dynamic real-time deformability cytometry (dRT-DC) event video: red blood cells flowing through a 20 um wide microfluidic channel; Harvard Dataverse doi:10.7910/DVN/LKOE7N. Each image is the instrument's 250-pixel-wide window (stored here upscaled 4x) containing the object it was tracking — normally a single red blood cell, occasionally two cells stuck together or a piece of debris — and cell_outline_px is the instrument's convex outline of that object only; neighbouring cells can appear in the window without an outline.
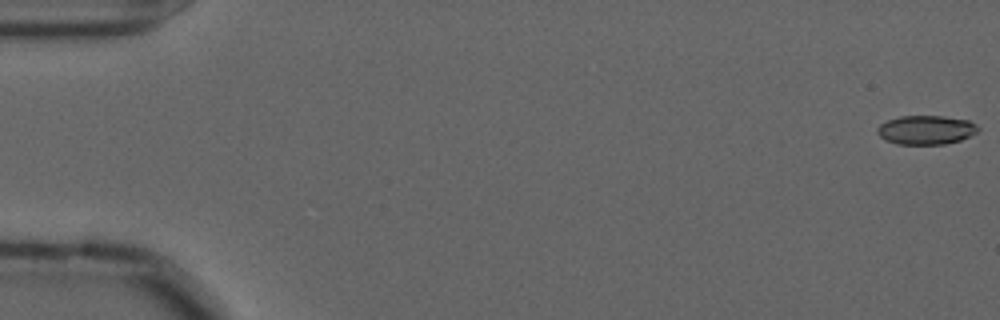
{"species": "common noctule bat (a hibernating species)", "species_latin": "Nyctalus noctula", "temperature_condition": "cold", "stored_images_in_passage": 56, "camera_frame_rate_fps": 3000, "um_per_image_px": 0.085, "animal": {"sex": "male", "forearm_length_mm": 52.5}, "frame": {"image": 1, "passage_image": 1, "time_ms": 0.0, "image_size_px": [1000, 320], "cell_outline_px": [[980, 128], [976, 132], [960, 140], [944, 144], [896, 144], [880, 136], [876, 132], [876, 128], [880, 124], [888, 120], [900, 116], [944, 116], [968, 120], [976, 124]], "centroid_in_image_um": [78.7, 11.03], "position_along_channel_um": 6.3, "area_um2": 16.94}}
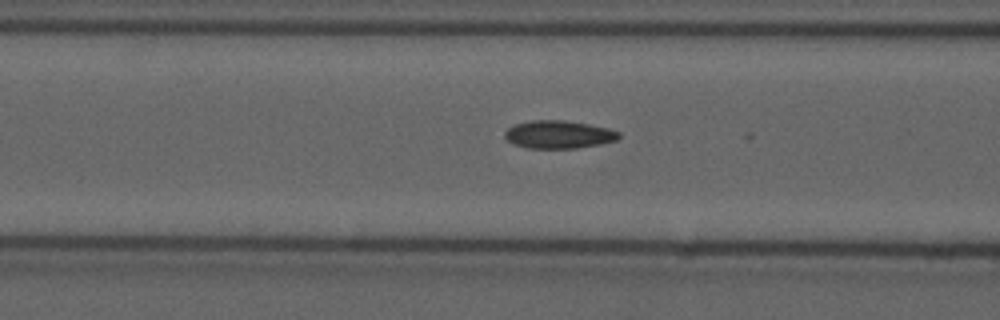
{"frame": {"image": 2, "passage_image": 23, "time_ms": 7.333, "image_size_px": [1000, 320], "cell_outline_px": [[620, 136], [616, 140], [600, 144], [576, 148], [528, 148], [516, 144], [508, 140], [504, 136], [504, 132], [508, 128], [516, 124], [532, 120], [564, 120], [588, 124], [608, 128], [620, 132]], "centroid_in_image_um": [47.5, 11.43], "position_along_channel_um": 119.1, "area_um2": 18.38}}
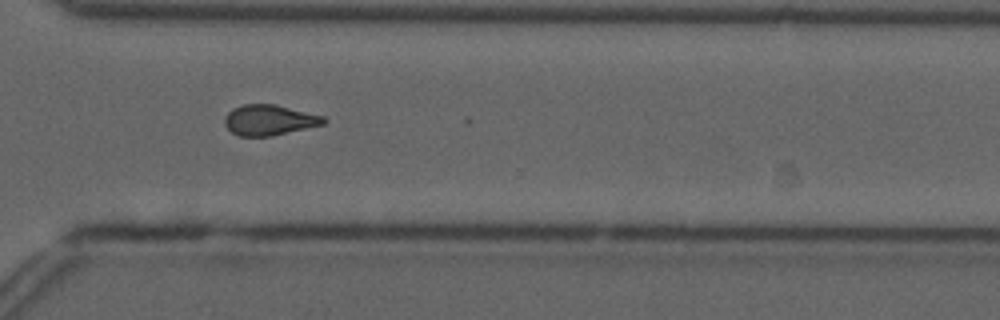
{"frame": {"image": 3, "passage_image": 42, "time_ms": 13.667, "image_size_px": [1000, 320], "cell_outline_px": [[328, 120], [324, 124], [272, 136], [240, 136], [232, 132], [224, 124], [224, 120], [228, 112], [232, 108], [244, 104], [276, 104], [324, 116]], "centroid_in_image_um": [22.9, 10.2], "position_along_channel_um": 347.7, "area_um2": 17.63}}